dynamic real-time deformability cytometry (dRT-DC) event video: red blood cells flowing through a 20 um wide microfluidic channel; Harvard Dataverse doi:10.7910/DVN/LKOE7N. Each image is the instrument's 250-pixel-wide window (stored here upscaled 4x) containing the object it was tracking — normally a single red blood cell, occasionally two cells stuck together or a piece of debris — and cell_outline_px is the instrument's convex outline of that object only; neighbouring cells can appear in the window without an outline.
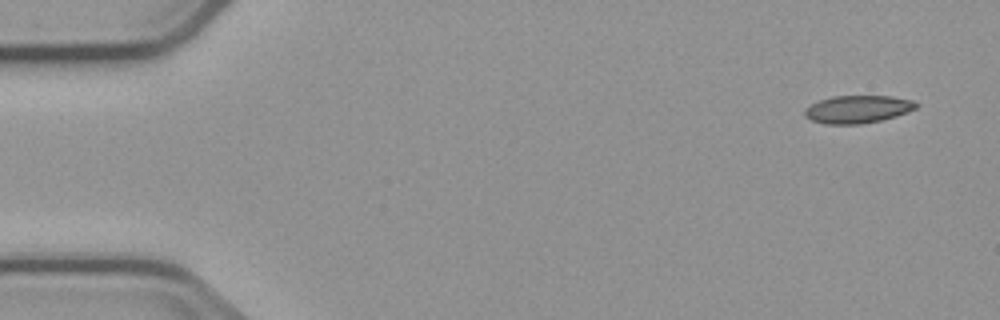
{"species": "common noctule bat (a hibernating species)", "species_latin": "Nyctalus noctula", "temperature_condition": "cold", "stored_images_in_passage": 5, "camera_frame_rate_fps": 3000, "um_per_image_px": 0.085, "animal": {"sex": "male", "body_mass_g": 23.1, "forearm_length_mm": 52.7}, "frame": {"image": 1, "passage_image": 1, "time_ms": 0.0, "image_size_px": [1000, 320], "cell_outline_px": [[920, 104], [916, 108], [896, 116], [880, 120], [860, 124], [824, 124], [812, 120], [804, 116], [804, 108], [820, 100], [832, 96], [892, 96], [912, 100]], "centroid_in_image_um": [72.89, 9.28], "position_along_channel_um": 12.1, "area_um2": 17.98}}